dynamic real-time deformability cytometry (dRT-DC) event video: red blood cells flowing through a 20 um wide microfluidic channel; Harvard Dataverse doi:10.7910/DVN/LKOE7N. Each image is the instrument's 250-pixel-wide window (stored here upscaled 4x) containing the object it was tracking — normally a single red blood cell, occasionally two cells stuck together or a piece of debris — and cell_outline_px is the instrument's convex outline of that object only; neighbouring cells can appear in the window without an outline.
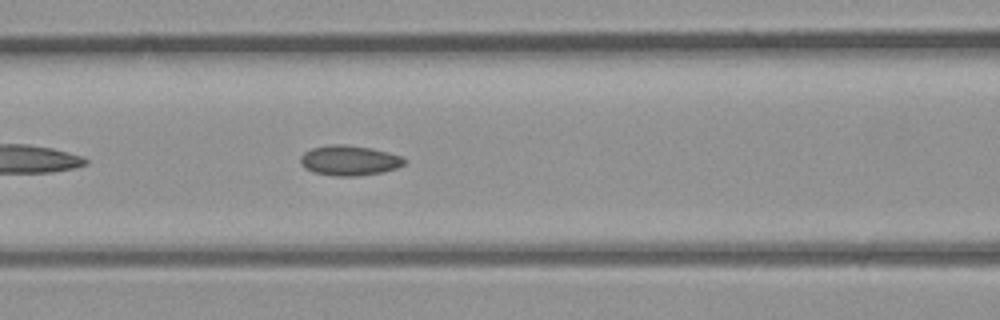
{"species": "common noctule bat (a hibernating species)", "species_latin": "Nyctalus noctula", "temperature_condition": "room temperature", "stored_images_in_passage": 23, "camera_frame_rate_fps": 3000, "um_per_image_px": 0.085, "animal": {"sex": "male", "body_mass_g": 23.1, "forearm_length_mm": 52.7}, "frame": {"image": 1, "passage_image": 8, "time_ms": 2.333, "image_size_px": [1000, 320], "cell_outline_px": [[408, 160], [404, 164], [396, 168], [384, 172], [356, 176], [336, 176], [312, 172], [304, 168], [300, 164], [300, 156], [304, 152], [312, 148], [328, 144], [344, 144], [372, 148], [404, 156]], "centroid_in_image_um": [29.7, 13.63], "position_along_channel_um": 136.9, "area_um2": 18.55}}
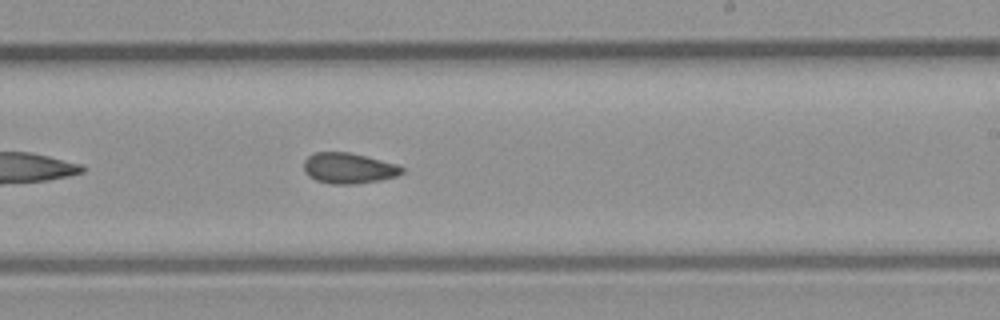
{"frame": {"image": 2, "passage_image": 15, "time_ms": 4.667, "image_size_px": [1000, 320], "cell_outline_px": [[404, 172], [396, 176], [380, 180], [356, 184], [332, 184], [316, 180], [308, 176], [304, 172], [304, 160], [312, 152], [352, 152], [396, 164], [404, 168]], "centroid_in_image_um": [29.61, 14.29], "position_along_channel_um": 259.4, "area_um2": 17.69}}
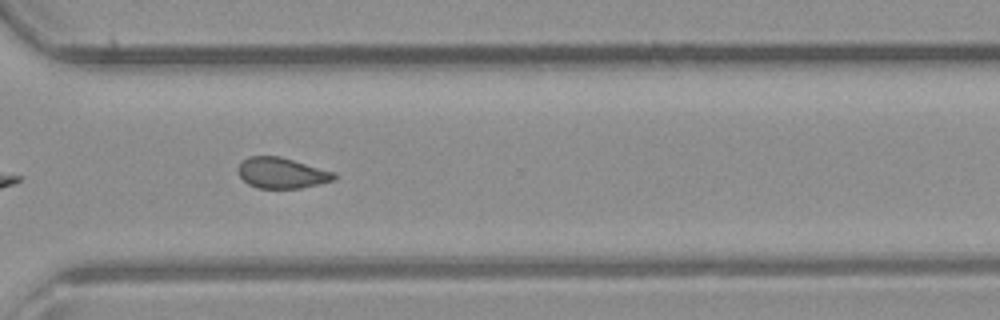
{"frame": {"image": 3, "passage_image": 20, "time_ms": 6.333, "image_size_px": [1000, 320], "cell_outline_px": [[336, 180], [300, 188], [256, 188], [248, 184], [236, 172], [236, 168], [248, 156], [280, 156], [336, 172]], "centroid_in_image_um": [23.95, 14.7], "position_along_channel_um": 346.7, "area_um2": 17.34}}